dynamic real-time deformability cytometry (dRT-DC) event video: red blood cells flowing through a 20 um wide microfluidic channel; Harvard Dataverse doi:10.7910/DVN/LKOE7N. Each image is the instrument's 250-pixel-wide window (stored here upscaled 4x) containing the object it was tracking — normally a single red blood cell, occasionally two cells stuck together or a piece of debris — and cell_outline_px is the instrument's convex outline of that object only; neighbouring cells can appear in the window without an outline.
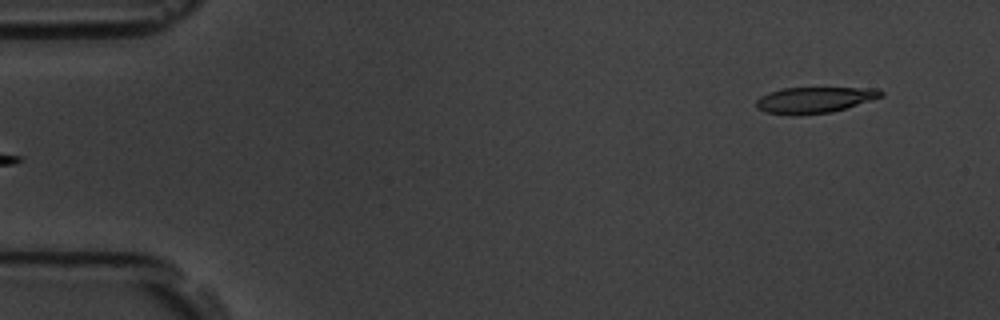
{"species": "common noctule bat (a hibernating species)", "species_latin": "Nyctalus noctula", "temperature_condition": "room temperature", "stored_images_in_passage": 5, "camera_frame_rate_fps": 3000, "um_per_image_px": 0.085, "animal": {"sex": "male", "body_mass_g": 19.5, "forearm_length_mm": 54.6}, "frame": {"image": 1, "passage_image": 5, "time_ms": 4.667, "image_size_px": [1000, 320], "cell_outline_px": [[884, 96], [872, 100], [832, 112], [764, 112], [756, 108], [756, 100], [760, 96], [768, 92], [784, 88], [880, 88], [884, 92]], "centroid_in_image_um": [69.3, 8.44], "position_along_channel_um": 15.7, "area_um2": 18.21}}